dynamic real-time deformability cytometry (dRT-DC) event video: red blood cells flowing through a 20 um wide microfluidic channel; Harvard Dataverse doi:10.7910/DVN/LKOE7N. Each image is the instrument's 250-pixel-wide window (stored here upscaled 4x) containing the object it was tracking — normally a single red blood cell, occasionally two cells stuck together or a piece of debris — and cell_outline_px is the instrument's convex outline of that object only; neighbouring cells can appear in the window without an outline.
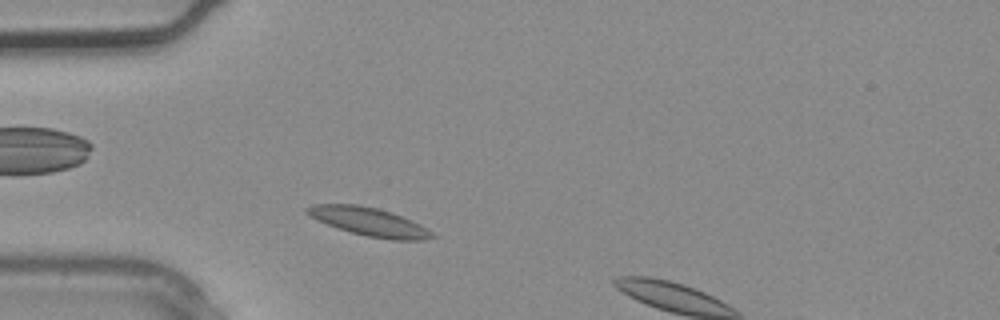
{"species": "common noctule bat (a hibernating species)", "species_latin": "Nyctalus noctula", "temperature_condition": "warm", "stored_images_in_passage": 1, "camera_frame_rate_fps": 3000, "um_per_image_px": 0.085, "animal": {"sex": "male", "body_mass_g": 20.4}, "frame": {"image": 1, "passage_image": 1, "time_ms": 0.0, "image_size_px": [1000, 320], "cell_outline_px": [[436, 236], [424, 240], [392, 240], [368, 236], [352, 232], [328, 224], [304, 212], [304, 208], [312, 204], [360, 204], [380, 208], [412, 220], [420, 224], [432, 232]], "centroid_in_image_um": [31.4, 18.83], "position_along_channel_um": 53.6, "area_um2": 20.52}}